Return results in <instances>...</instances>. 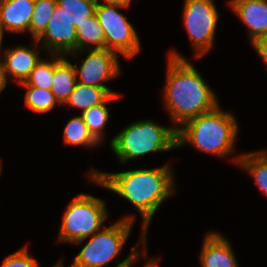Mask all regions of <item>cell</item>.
Returning a JSON list of instances; mask_svg holds the SVG:
<instances>
[{"mask_svg": "<svg viewBox=\"0 0 267 267\" xmlns=\"http://www.w3.org/2000/svg\"><path fill=\"white\" fill-rule=\"evenodd\" d=\"M108 216L106 201L90 194L79 193L64 212L56 242L81 244L101 230Z\"/></svg>", "mask_w": 267, "mask_h": 267, "instance_id": "5", "label": "cell"}, {"mask_svg": "<svg viewBox=\"0 0 267 267\" xmlns=\"http://www.w3.org/2000/svg\"><path fill=\"white\" fill-rule=\"evenodd\" d=\"M51 91L57 101L63 106L68 100L77 83L76 71L69 58L54 54V74Z\"/></svg>", "mask_w": 267, "mask_h": 267, "instance_id": "15", "label": "cell"}, {"mask_svg": "<svg viewBox=\"0 0 267 267\" xmlns=\"http://www.w3.org/2000/svg\"><path fill=\"white\" fill-rule=\"evenodd\" d=\"M6 87H7V84L4 80L3 72H2L1 66H0V95H1L2 91L5 90Z\"/></svg>", "mask_w": 267, "mask_h": 267, "instance_id": "30", "label": "cell"}, {"mask_svg": "<svg viewBox=\"0 0 267 267\" xmlns=\"http://www.w3.org/2000/svg\"><path fill=\"white\" fill-rule=\"evenodd\" d=\"M77 31V51L106 49L105 35L99 24L97 15L94 14L76 28Z\"/></svg>", "mask_w": 267, "mask_h": 267, "instance_id": "19", "label": "cell"}, {"mask_svg": "<svg viewBox=\"0 0 267 267\" xmlns=\"http://www.w3.org/2000/svg\"><path fill=\"white\" fill-rule=\"evenodd\" d=\"M110 96L111 94L105 88L77 82L65 105L80 109L82 113L84 110L104 103Z\"/></svg>", "mask_w": 267, "mask_h": 267, "instance_id": "17", "label": "cell"}, {"mask_svg": "<svg viewBox=\"0 0 267 267\" xmlns=\"http://www.w3.org/2000/svg\"><path fill=\"white\" fill-rule=\"evenodd\" d=\"M119 8L127 7L97 2L95 14L104 31L106 49L132 60L140 52L141 42L136 29Z\"/></svg>", "mask_w": 267, "mask_h": 267, "instance_id": "8", "label": "cell"}, {"mask_svg": "<svg viewBox=\"0 0 267 267\" xmlns=\"http://www.w3.org/2000/svg\"><path fill=\"white\" fill-rule=\"evenodd\" d=\"M64 145L97 148L101 144L91 135L83 117L78 114L68 120L63 131Z\"/></svg>", "mask_w": 267, "mask_h": 267, "instance_id": "20", "label": "cell"}, {"mask_svg": "<svg viewBox=\"0 0 267 267\" xmlns=\"http://www.w3.org/2000/svg\"><path fill=\"white\" fill-rule=\"evenodd\" d=\"M147 251L148 250H146V252L143 254V259L146 261L145 263H144V265L142 266V267H158V265H159V258L157 259H155V258H151V259H149V257L147 256ZM148 259V260H147ZM133 265H130V266H128V267H132Z\"/></svg>", "mask_w": 267, "mask_h": 267, "instance_id": "29", "label": "cell"}, {"mask_svg": "<svg viewBox=\"0 0 267 267\" xmlns=\"http://www.w3.org/2000/svg\"><path fill=\"white\" fill-rule=\"evenodd\" d=\"M4 29L1 27V25H0V58H1V55L3 54V50H5V49H2L3 47H2V43H3V37H4Z\"/></svg>", "mask_w": 267, "mask_h": 267, "instance_id": "31", "label": "cell"}, {"mask_svg": "<svg viewBox=\"0 0 267 267\" xmlns=\"http://www.w3.org/2000/svg\"><path fill=\"white\" fill-rule=\"evenodd\" d=\"M2 160H1V158H0V175H1V172H2Z\"/></svg>", "mask_w": 267, "mask_h": 267, "instance_id": "33", "label": "cell"}, {"mask_svg": "<svg viewBox=\"0 0 267 267\" xmlns=\"http://www.w3.org/2000/svg\"><path fill=\"white\" fill-rule=\"evenodd\" d=\"M163 104L176 129L185 122L215 109L216 93L184 55L170 49L167 58Z\"/></svg>", "mask_w": 267, "mask_h": 267, "instance_id": "2", "label": "cell"}, {"mask_svg": "<svg viewBox=\"0 0 267 267\" xmlns=\"http://www.w3.org/2000/svg\"><path fill=\"white\" fill-rule=\"evenodd\" d=\"M139 238L140 239L138 240V242H136L130 254H128L124 260L119 262L114 267H128L130 265H134L136 262L138 263V261L140 262V260H143V254L147 250V233L144 230H141V235ZM139 246L142 247L141 251Z\"/></svg>", "mask_w": 267, "mask_h": 267, "instance_id": "26", "label": "cell"}, {"mask_svg": "<svg viewBox=\"0 0 267 267\" xmlns=\"http://www.w3.org/2000/svg\"><path fill=\"white\" fill-rule=\"evenodd\" d=\"M202 244L201 267H239L231 242L218 231H209Z\"/></svg>", "mask_w": 267, "mask_h": 267, "instance_id": "13", "label": "cell"}, {"mask_svg": "<svg viewBox=\"0 0 267 267\" xmlns=\"http://www.w3.org/2000/svg\"><path fill=\"white\" fill-rule=\"evenodd\" d=\"M135 214L124 216L89 237L70 267H104L122 250L131 234Z\"/></svg>", "mask_w": 267, "mask_h": 267, "instance_id": "6", "label": "cell"}, {"mask_svg": "<svg viewBox=\"0 0 267 267\" xmlns=\"http://www.w3.org/2000/svg\"><path fill=\"white\" fill-rule=\"evenodd\" d=\"M50 59L42 58L32 70L25 82L20 86H34L51 90L54 74V54H49ZM50 60V61H49Z\"/></svg>", "mask_w": 267, "mask_h": 267, "instance_id": "24", "label": "cell"}, {"mask_svg": "<svg viewBox=\"0 0 267 267\" xmlns=\"http://www.w3.org/2000/svg\"><path fill=\"white\" fill-rule=\"evenodd\" d=\"M85 52L87 56L81 59L82 64L79 66H77L78 63L73 64L77 82L105 88L111 95H122V93L112 91L111 88L105 85L106 82L121 74L120 55L107 49H92L74 51L67 54L66 57L73 56L77 58L82 54L84 55Z\"/></svg>", "mask_w": 267, "mask_h": 267, "instance_id": "9", "label": "cell"}, {"mask_svg": "<svg viewBox=\"0 0 267 267\" xmlns=\"http://www.w3.org/2000/svg\"><path fill=\"white\" fill-rule=\"evenodd\" d=\"M98 3H103V4H111V5H120L123 7H129L131 5L132 0H96Z\"/></svg>", "mask_w": 267, "mask_h": 267, "instance_id": "28", "label": "cell"}, {"mask_svg": "<svg viewBox=\"0 0 267 267\" xmlns=\"http://www.w3.org/2000/svg\"><path fill=\"white\" fill-rule=\"evenodd\" d=\"M110 149L122 164L157 152L177 149V129L161 126L153 119L127 125L109 142Z\"/></svg>", "mask_w": 267, "mask_h": 267, "instance_id": "4", "label": "cell"}, {"mask_svg": "<svg viewBox=\"0 0 267 267\" xmlns=\"http://www.w3.org/2000/svg\"><path fill=\"white\" fill-rule=\"evenodd\" d=\"M63 259H60L56 264H54L52 267H64Z\"/></svg>", "mask_w": 267, "mask_h": 267, "instance_id": "32", "label": "cell"}, {"mask_svg": "<svg viewBox=\"0 0 267 267\" xmlns=\"http://www.w3.org/2000/svg\"><path fill=\"white\" fill-rule=\"evenodd\" d=\"M227 3L248 29L251 45L267 35V0H228Z\"/></svg>", "mask_w": 267, "mask_h": 267, "instance_id": "12", "label": "cell"}, {"mask_svg": "<svg viewBox=\"0 0 267 267\" xmlns=\"http://www.w3.org/2000/svg\"><path fill=\"white\" fill-rule=\"evenodd\" d=\"M253 178L256 186L267 196V149L248 151L231 159Z\"/></svg>", "mask_w": 267, "mask_h": 267, "instance_id": "16", "label": "cell"}, {"mask_svg": "<svg viewBox=\"0 0 267 267\" xmlns=\"http://www.w3.org/2000/svg\"><path fill=\"white\" fill-rule=\"evenodd\" d=\"M29 46L18 45L13 48H5L3 51L0 58V66L6 84H8V79L17 84L25 82L42 59L39 49L44 51V48L37 40H32Z\"/></svg>", "mask_w": 267, "mask_h": 267, "instance_id": "11", "label": "cell"}, {"mask_svg": "<svg viewBox=\"0 0 267 267\" xmlns=\"http://www.w3.org/2000/svg\"><path fill=\"white\" fill-rule=\"evenodd\" d=\"M35 0H0V25L9 33H27Z\"/></svg>", "mask_w": 267, "mask_h": 267, "instance_id": "14", "label": "cell"}, {"mask_svg": "<svg viewBox=\"0 0 267 267\" xmlns=\"http://www.w3.org/2000/svg\"><path fill=\"white\" fill-rule=\"evenodd\" d=\"M237 121L233 113L221 110L218 105L177 129V148L191 145L199 152L227 158L235 150L239 132Z\"/></svg>", "mask_w": 267, "mask_h": 267, "instance_id": "3", "label": "cell"}, {"mask_svg": "<svg viewBox=\"0 0 267 267\" xmlns=\"http://www.w3.org/2000/svg\"><path fill=\"white\" fill-rule=\"evenodd\" d=\"M0 267H40V264L29 254L27 246H24L6 256Z\"/></svg>", "mask_w": 267, "mask_h": 267, "instance_id": "25", "label": "cell"}, {"mask_svg": "<svg viewBox=\"0 0 267 267\" xmlns=\"http://www.w3.org/2000/svg\"><path fill=\"white\" fill-rule=\"evenodd\" d=\"M252 47L255 49L256 54L260 57L267 68V35L256 40Z\"/></svg>", "mask_w": 267, "mask_h": 267, "instance_id": "27", "label": "cell"}, {"mask_svg": "<svg viewBox=\"0 0 267 267\" xmlns=\"http://www.w3.org/2000/svg\"><path fill=\"white\" fill-rule=\"evenodd\" d=\"M183 25L191 45L194 58L200 59L215 46V34L219 13L213 0H185L183 6Z\"/></svg>", "mask_w": 267, "mask_h": 267, "instance_id": "7", "label": "cell"}, {"mask_svg": "<svg viewBox=\"0 0 267 267\" xmlns=\"http://www.w3.org/2000/svg\"><path fill=\"white\" fill-rule=\"evenodd\" d=\"M45 53L66 56L77 51V31L66 17L63 8L56 5L45 31L36 39Z\"/></svg>", "mask_w": 267, "mask_h": 267, "instance_id": "10", "label": "cell"}, {"mask_svg": "<svg viewBox=\"0 0 267 267\" xmlns=\"http://www.w3.org/2000/svg\"><path fill=\"white\" fill-rule=\"evenodd\" d=\"M123 97V95H111L104 103L84 110L80 115L83 117L84 123L87 125L91 135L100 143L104 142L105 127L109 121L110 111L108 104Z\"/></svg>", "mask_w": 267, "mask_h": 267, "instance_id": "18", "label": "cell"}, {"mask_svg": "<svg viewBox=\"0 0 267 267\" xmlns=\"http://www.w3.org/2000/svg\"><path fill=\"white\" fill-rule=\"evenodd\" d=\"M56 5L57 0H35L29 27V34L33 40H36L45 31Z\"/></svg>", "mask_w": 267, "mask_h": 267, "instance_id": "23", "label": "cell"}, {"mask_svg": "<svg viewBox=\"0 0 267 267\" xmlns=\"http://www.w3.org/2000/svg\"><path fill=\"white\" fill-rule=\"evenodd\" d=\"M171 166L169 162L157 168L129 169L117 173L90 168L86 176L91 183L106 188L133 204L142 217V230L148 233L160 205L176 193V179Z\"/></svg>", "mask_w": 267, "mask_h": 267, "instance_id": "1", "label": "cell"}, {"mask_svg": "<svg viewBox=\"0 0 267 267\" xmlns=\"http://www.w3.org/2000/svg\"><path fill=\"white\" fill-rule=\"evenodd\" d=\"M22 87L26 89V93L24 95V103L26 105V108L35 113H48L54 110L56 106H61L51 90L34 86Z\"/></svg>", "mask_w": 267, "mask_h": 267, "instance_id": "21", "label": "cell"}, {"mask_svg": "<svg viewBox=\"0 0 267 267\" xmlns=\"http://www.w3.org/2000/svg\"><path fill=\"white\" fill-rule=\"evenodd\" d=\"M68 20L77 28L95 14L96 0H57Z\"/></svg>", "mask_w": 267, "mask_h": 267, "instance_id": "22", "label": "cell"}]
</instances>
